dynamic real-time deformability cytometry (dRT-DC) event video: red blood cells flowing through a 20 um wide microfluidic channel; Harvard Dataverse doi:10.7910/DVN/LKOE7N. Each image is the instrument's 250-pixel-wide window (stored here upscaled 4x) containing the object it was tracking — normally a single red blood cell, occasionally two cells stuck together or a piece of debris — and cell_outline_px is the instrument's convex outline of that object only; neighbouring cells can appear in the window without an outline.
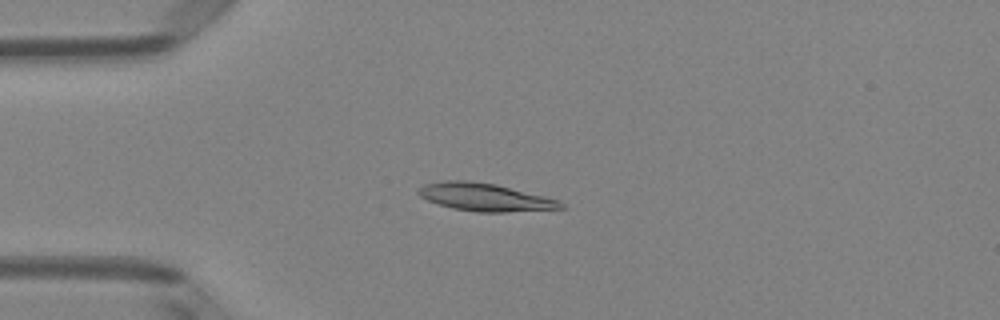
{"species": "Egyptian fruit bat (a non-hibernating species)", "species_latin": "Rousettus aegyptiacus", "temperature_condition": "room temperature", "stored_images_in_passage": 50, "camera_frame_rate_fps": 3000, "um_per_image_px": 0.085, "animal": {"sex": "female"}, "frame": {"image": 1, "passage_image": 13, "time_ms": 4.0, "image_size_px": [1000, 320], "cell_outline_px": [[564, 208], [504, 212], [476, 212], [452, 208], [428, 200], [420, 196], [416, 192], [424, 184], [444, 180], [468, 180], [496, 184], [560, 200], [564, 204]], "centroid_in_image_um": [41.21, 16.75], "position_along_channel_um": 43.8, "area_um2": 22.95}}
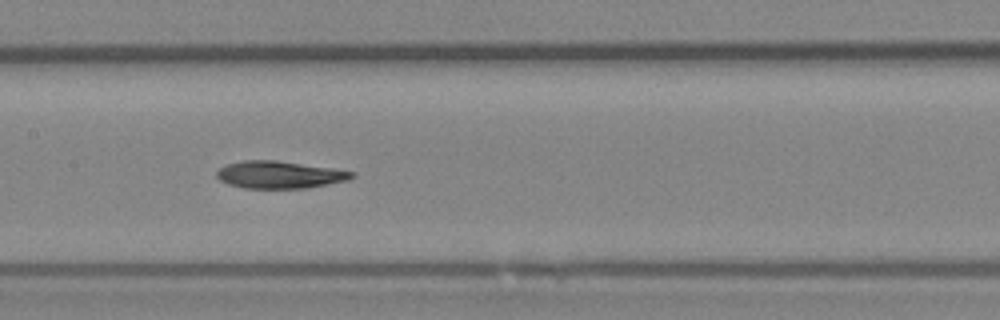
{"frame": {"image": 2, "passage_image": 25, "time_ms": 8.0, "image_size_px": [1000, 320], "cell_outline_px": [[356, 176], [348, 180], [304, 188], [244, 188], [228, 184], [220, 180], [216, 176], [216, 172], [220, 168], [228, 164], [244, 160], [276, 160], [356, 172]], "centroid_in_image_um": [23.74, 14.85], "position_along_channel_um": 183.7, "area_um2": 21.27}}
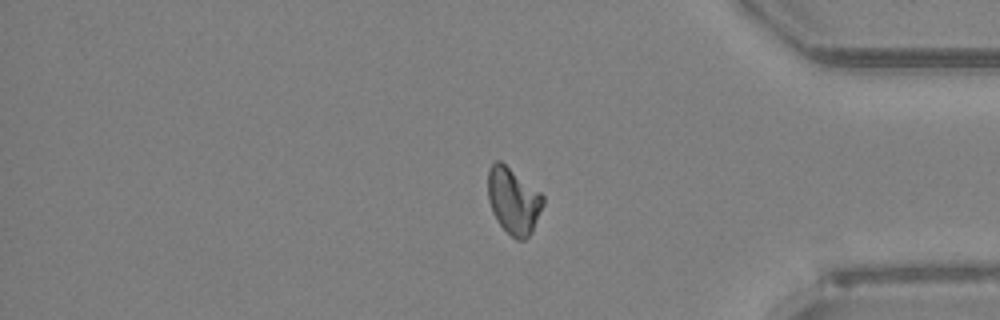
{"frame": {"image": 3, "passage_image": 42, "time_ms": 13.667, "image_size_px": [1000, 320], "cell_outline_px": [[544, 204], [532, 232], [524, 240], [516, 240], [496, 220], [492, 212], [488, 200], [488, 168], [496, 160], [500, 160], [540, 192], [544, 196]], "centroid_in_image_um": [43.64, 17.06], "position_along_channel_um": 391.6, "area_um2": 21.27}, "authors_computed_cell_mechanics": {"area_um2": 22.0218, "velocity_mm_per_s": 4.048, "shape_relaxation_time_tau1_ms": 4.2651, "shape_relaxation_time_tau2_ms": 2.8735, "deformation_change_tau1": 0.1548, "deformation_change_tau2": 0.0856}}